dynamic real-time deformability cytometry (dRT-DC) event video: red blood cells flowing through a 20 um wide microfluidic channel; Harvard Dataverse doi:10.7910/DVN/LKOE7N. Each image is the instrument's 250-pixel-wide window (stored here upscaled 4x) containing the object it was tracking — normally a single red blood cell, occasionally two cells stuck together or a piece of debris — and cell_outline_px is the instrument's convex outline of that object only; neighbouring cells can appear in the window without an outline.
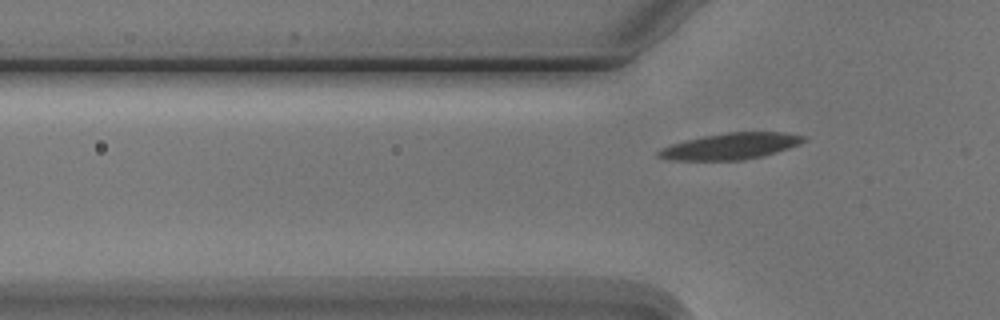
{"species": "Egyptian fruit bat (a non-hibernating species)", "species_latin": "Rousettus aegyptiacus", "temperature_condition": "cold", "stored_images_in_passage": 3, "camera_frame_rate_fps": 3000, "um_per_image_px": 0.085, "animal": {"sex": "male"}, "frame": {"image": 1, "passage_image": 3, "time_ms": 3.333, "image_size_px": [1000, 320], "cell_outline_px": [[804, 140], [788, 148], [760, 156], [744, 160], [676, 160], [656, 156], [656, 152], [672, 144], [704, 136], [728, 132], [780, 132], [804, 136]], "centroid_in_image_um": [62.07, 12.43], "position_along_channel_um": 63.7, "area_um2": 21.56}}